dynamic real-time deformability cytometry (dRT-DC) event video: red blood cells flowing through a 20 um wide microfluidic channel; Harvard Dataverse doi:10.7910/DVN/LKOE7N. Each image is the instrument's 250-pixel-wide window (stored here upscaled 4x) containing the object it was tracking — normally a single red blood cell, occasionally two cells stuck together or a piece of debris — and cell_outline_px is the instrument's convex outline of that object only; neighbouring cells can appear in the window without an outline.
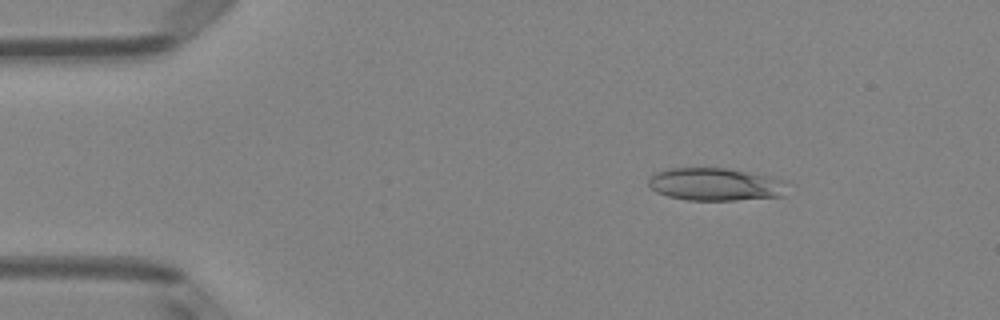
{"species": "Egyptian fruit bat (a non-hibernating species)", "species_latin": "Rousettus aegyptiacus", "temperature_condition": "room temperature", "stored_images_in_passage": 48, "camera_frame_rate_fps": 3000, "um_per_image_px": 0.085, "animal": {"sex": "female"}, "frame": {"image": 1, "passage_image": 6, "time_ms": 1.667, "image_size_px": [1000, 320], "cell_outline_px": [[788, 180], [784, 196], [736, 200], [688, 200], [668, 196], [656, 192], [648, 184], [648, 180], [656, 172], [668, 168], [724, 168], [768, 176]], "centroid_in_image_um": [60.83, 15.67], "position_along_channel_um": 24.2, "area_um2": 26.47}}
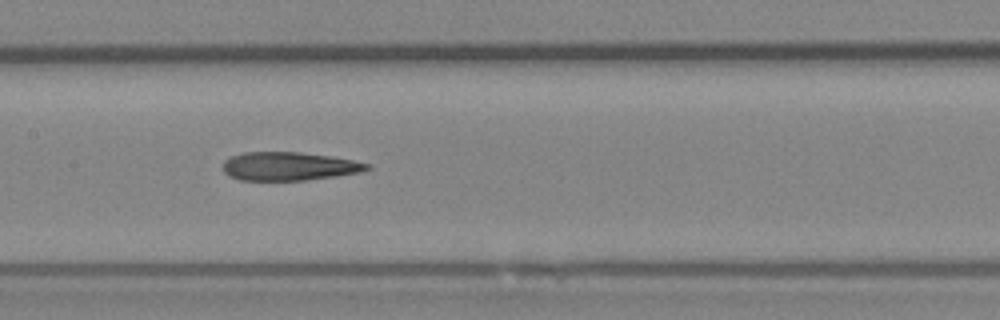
{"frame": {"image": 2, "passage_image": 23, "time_ms": 7.333, "image_size_px": [1000, 320], "cell_outline_px": [[372, 168], [360, 172], [336, 176], [308, 180], [240, 180], [228, 176], [224, 172], [224, 160], [228, 156], [244, 152], [300, 152], [328, 156], [352, 160], [368, 164]], "centroid_in_image_um": [24.52, 14.13], "position_along_channel_um": 182.9, "area_um2": 23.87}}
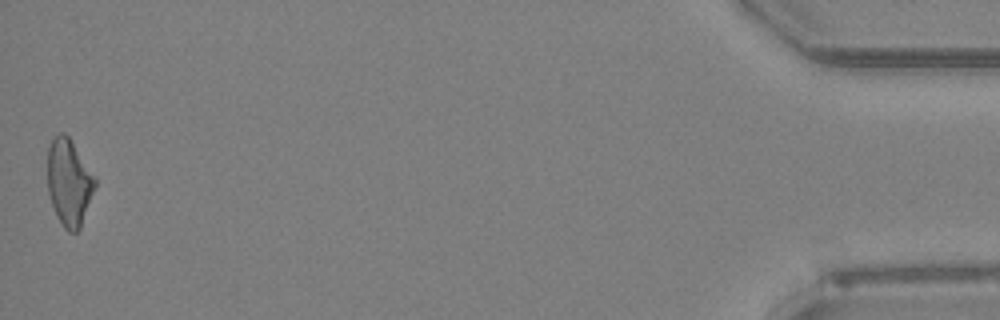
{"frame": {"image": 3, "passage_image": 48, "time_ms": 15.667, "image_size_px": [1000, 320], "cell_outline_px": [[96, 184], [80, 228], [76, 232], [68, 232], [64, 228], [56, 216], [48, 192], [48, 148], [52, 140], [60, 132], [64, 132], [68, 136], [96, 176]], "centroid_in_image_um": [5.87, 15.51], "position_along_channel_um": 429.3, "area_um2": 23.87}, "authors_computed_cell_mechanics": {"area_um2": 24.5939, "velocity_mm_per_s": 4.096, "shape_relaxation_time_tau1_ms": null, "shape_relaxation_time_tau2_ms": 5.5868, "deformation_change_tau1": null, "deformation_change_tau2": 0.1889}}